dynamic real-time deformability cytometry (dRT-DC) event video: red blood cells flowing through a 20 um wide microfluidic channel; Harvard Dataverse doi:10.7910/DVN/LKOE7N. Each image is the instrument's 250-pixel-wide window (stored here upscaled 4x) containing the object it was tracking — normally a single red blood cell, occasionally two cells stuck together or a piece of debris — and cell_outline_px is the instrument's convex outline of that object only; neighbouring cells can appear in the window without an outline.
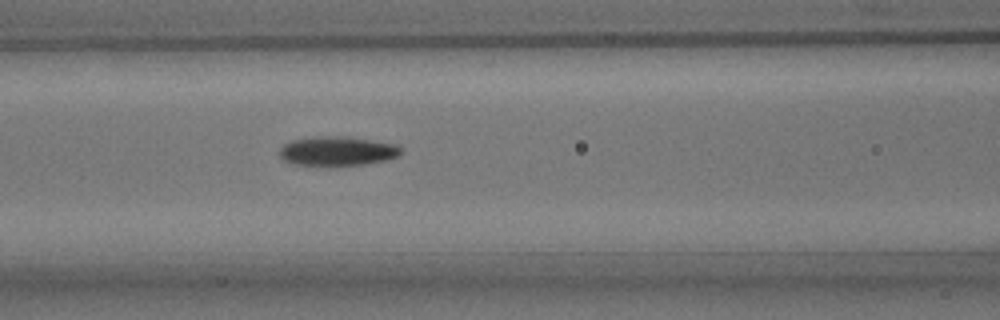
{"species": "common noctule bat (a hibernating species)", "species_latin": "Nyctalus noctula", "temperature_condition": "room temperature", "stored_images_in_passage": 33, "camera_frame_rate_fps": 3000, "um_per_image_px": 0.085, "animal": {"sex": "male", "body_mass_g": 15.6}, "frame": {"image": 1, "passage_image": 8, "time_ms": 2.333, "image_size_px": [1000, 320], "cell_outline_px": [[400, 156], [388, 160], [364, 164], [328, 168], [296, 164], [284, 160], [280, 156], [280, 148], [284, 144], [292, 140], [316, 136], [348, 136], [396, 144], [400, 148]], "centroid_in_image_um": [28.67, 12.87], "position_along_channel_um": 137.9, "area_um2": 21.39}}
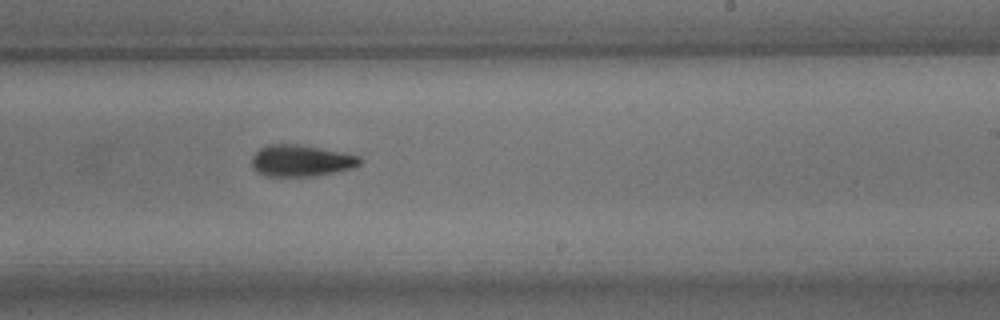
{"frame": {"image": 2, "passage_image": 18, "time_ms": 5.667, "image_size_px": [1000, 320], "cell_outline_px": [[364, 160], [360, 164], [352, 168], [336, 172], [312, 176], [264, 176], [256, 172], [252, 168], [252, 156], [260, 148], [268, 144], [300, 144], [344, 152], [360, 156]], "centroid_in_image_um": [25.6, 13.65], "position_along_channel_um": 263.4, "area_um2": 20.17}}
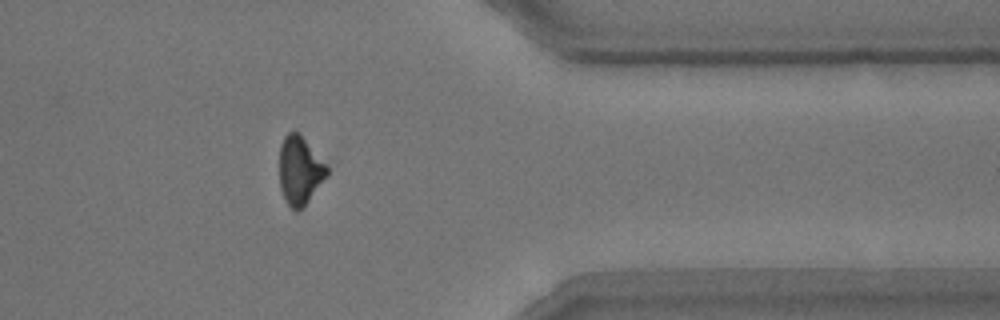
{"frame": {"image": 3, "passage_image": 29, "time_ms": 9.333, "image_size_px": [1000, 320], "cell_outline_px": [[328, 176], [308, 200], [296, 212], [288, 204], [280, 188], [280, 144], [284, 136], [292, 128], [300, 132], [328, 164]], "centroid_in_image_um": [25.51, 14.39], "position_along_channel_um": 385.9, "area_um2": 19.25}, "authors_computed_cell_mechanics": {"area_um2": 20.519, "velocity_mm_per_s": 3.7656, "shape_relaxation_time_tau1_ms": 3.187, "shape_relaxation_time_tau2_ms": 3.9746, "deformation_change_tau1": 0.1419, "deformation_change_tau2": 0.115}}